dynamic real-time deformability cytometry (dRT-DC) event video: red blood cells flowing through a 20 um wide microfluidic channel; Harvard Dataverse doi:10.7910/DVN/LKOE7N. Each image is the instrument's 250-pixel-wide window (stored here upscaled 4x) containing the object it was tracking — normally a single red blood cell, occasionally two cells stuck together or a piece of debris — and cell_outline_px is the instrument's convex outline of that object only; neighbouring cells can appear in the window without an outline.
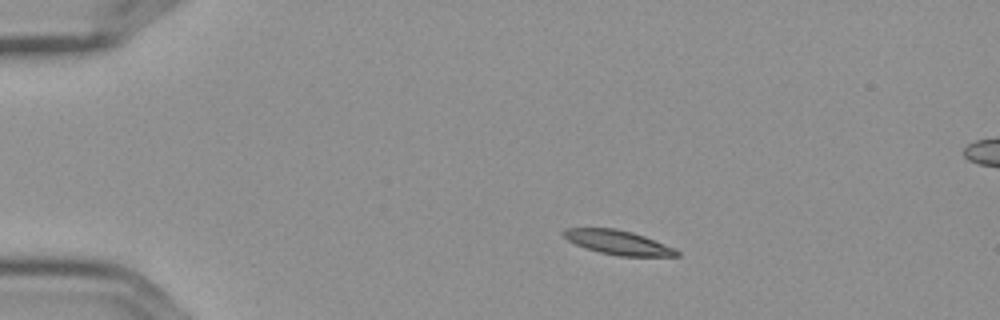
{"species": "Egyptian fruit bat (a non-hibernating species)", "species_latin": "Rousettus aegyptiacus", "temperature_condition": "cold", "stored_images_in_passage": 5, "camera_frame_rate_fps": 3000, "um_per_image_px": 0.085, "frame": {"image": 1, "passage_image": 2, "time_ms": 0.333, "image_size_px": [1000, 320], "cell_outline_px": [[680, 256], [620, 256], [600, 252], [576, 244], [568, 240], [560, 232], [564, 228], [616, 228], [632, 232], [644, 236], [676, 248], [680, 252]], "centroid_in_image_um": [52.56, 20.6], "position_along_channel_um": 32.4, "area_um2": 15.95}}
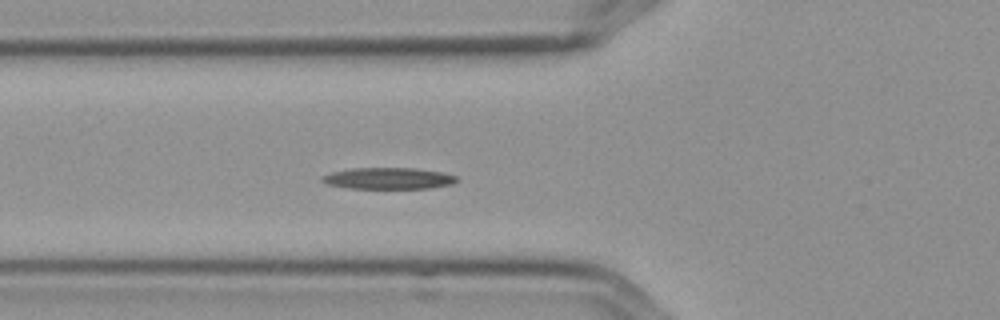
{"frame": {"image": 2, "passage_image": 5, "time_ms": 1.333, "image_size_px": [1000, 320], "cell_outline_px": [[460, 180], [452, 184], [428, 188], [348, 188], [324, 184], [320, 180], [320, 176], [332, 172], [352, 168], [412, 168], [440, 172], [456, 176]], "centroid_in_image_um": [32.96, 15.16], "position_along_channel_um": 92.8, "area_um2": 16.82}}